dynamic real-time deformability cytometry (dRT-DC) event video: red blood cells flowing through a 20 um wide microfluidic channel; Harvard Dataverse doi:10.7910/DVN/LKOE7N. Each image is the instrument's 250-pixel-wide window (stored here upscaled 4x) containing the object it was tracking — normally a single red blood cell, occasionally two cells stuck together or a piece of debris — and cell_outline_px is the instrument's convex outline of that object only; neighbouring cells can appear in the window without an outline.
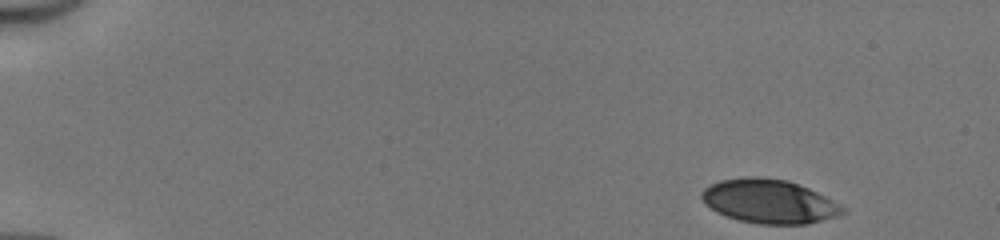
{"species": "human", "species_latin": "Homo sapiens", "temperature_condition": "cold", "stored_images_in_passage": 46, "camera_frame_rate_fps": 3000, "um_per_image_px": 0.085, "donor": {"sex": "male"}, "frame": {"image": 1, "passage_image": 1, "time_ms": 0.0, "image_size_px": [1000, 240], "cell_outline_px": [[848, 212], [840, 216], [808, 224], [760, 224], [740, 220], [716, 212], [704, 204], [700, 196], [700, 192], [704, 188], [720, 180], [744, 176], [760, 176], [788, 180], [808, 188], [848, 208]], "centroid_in_image_um": [65.4, 17.11], "position_along_channel_um": 19.6, "area_um2": 36.47}}
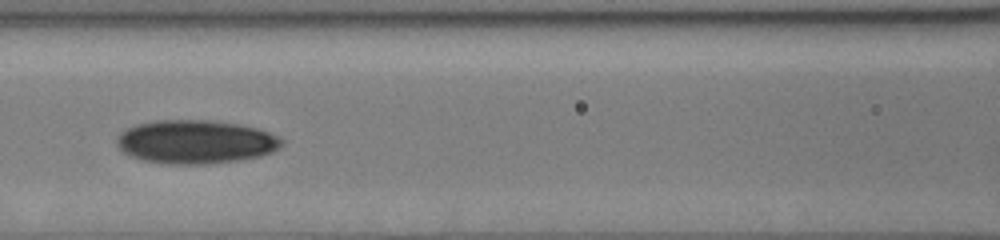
{"frame": {"image": 2, "passage_image": 20, "time_ms": 6.333, "image_size_px": [1000, 240], "cell_outline_px": [[284, 144], [280, 148], [272, 152], [260, 156], [240, 160], [212, 164], [168, 164], [140, 160], [124, 152], [116, 144], [116, 136], [128, 128], [136, 124], [156, 120], [216, 120], [240, 124], [256, 128], [280, 136], [284, 140]], "centroid_in_image_um": [16.66, 12.06], "position_along_channel_um": 149.9, "area_um2": 42.37}}
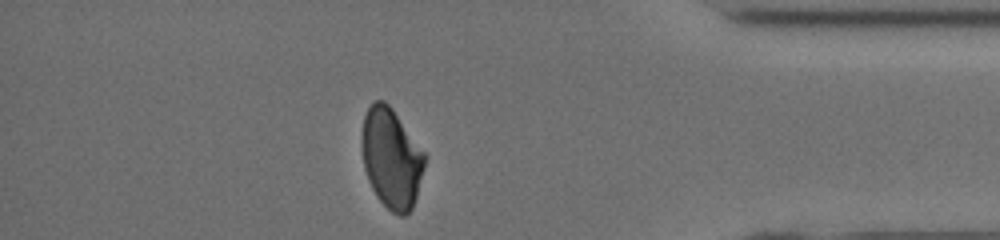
{"frame": {"image": 3, "passage_image": 40, "time_ms": 13.0, "image_size_px": [1000, 240], "cell_outline_px": [[428, 156], [416, 196], [412, 208], [404, 216], [400, 216], [392, 212], [376, 196], [368, 180], [364, 168], [360, 144], [360, 140], [364, 116], [368, 108], [376, 100], [384, 100], [392, 108]], "centroid_in_image_um": [33.26, 13.44], "position_along_channel_um": 401.9, "area_um2": 36.88}, "authors_computed_cell_mechanics": {"area_um2": 38.2347, "velocity_mm_per_s": 4.1607, "shape_relaxation_time_tau1_ms": 3.8969, "shape_relaxation_time_tau2_ms": 2.6083, "deformation_change_tau1": 0.1196, "deformation_change_tau2": 0.0746}}